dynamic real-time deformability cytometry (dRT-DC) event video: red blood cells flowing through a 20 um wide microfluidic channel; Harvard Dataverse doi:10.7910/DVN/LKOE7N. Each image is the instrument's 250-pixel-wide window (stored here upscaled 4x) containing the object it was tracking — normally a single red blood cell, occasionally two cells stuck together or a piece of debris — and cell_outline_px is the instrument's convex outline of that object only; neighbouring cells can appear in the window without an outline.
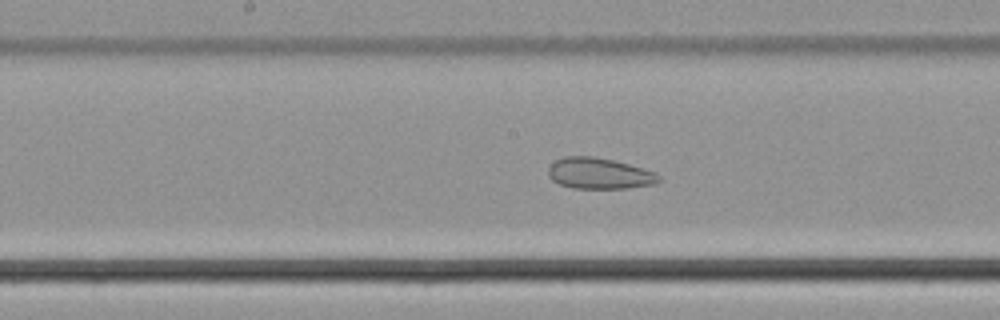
{"species": "common noctule bat (a hibernating species)", "species_latin": "Nyctalus noctula", "temperature_condition": "cold", "stored_images_in_passage": 56, "camera_frame_rate_fps": 3000, "um_per_image_px": 0.085, "animal": {"sex": "male", "body_mass_g": 21.5, "forearm_length_mm": 52.0}, "frame": {"image": 1, "passage_image": 30, "time_ms": 9.667, "image_size_px": [1000, 320], "cell_outline_px": [[660, 180], [652, 184], [628, 188], [572, 188], [560, 184], [552, 180], [548, 176], [548, 168], [556, 160], [564, 156], [592, 156], [612, 160], [628, 164], [656, 172], [660, 176]], "centroid_in_image_um": [50.92, 14.74], "position_along_channel_um": 197.3, "area_um2": 19.88}}
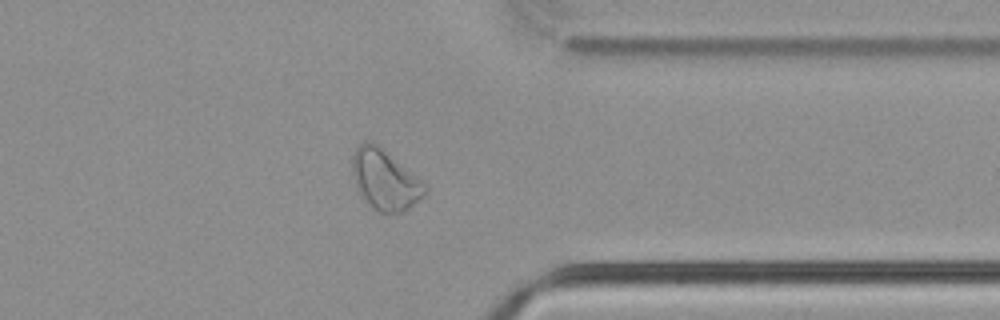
{"frame": {"image": 2, "passage_image": 45, "time_ms": 14.667, "image_size_px": [1000, 320], "cell_outline_px": [[428, 192], [424, 196], [404, 212], [380, 212], [372, 208], [360, 196], [356, 188], [352, 176], [352, 156], [356, 148], [364, 140], [368, 140], [376, 144], [420, 180], [428, 188]], "centroid_in_image_um": [32.68, 15.31], "position_along_channel_um": 378.7, "area_um2": 25.2}}
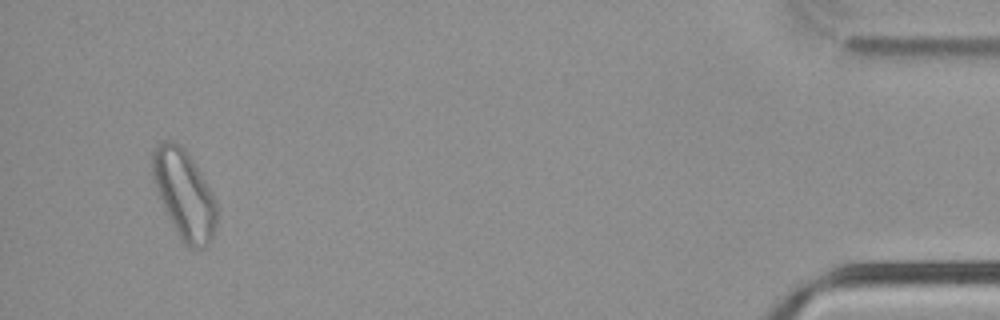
{"frame": {"image": 3, "passage_image": 54, "time_ms": 17.667, "image_size_px": [1000, 320], "cell_outline_px": [[216, 224], [212, 236], [208, 244], [200, 248], [188, 248], [184, 244], [172, 224], [164, 208], [156, 188], [152, 176], [152, 148], [164, 140], [168, 140], [180, 144], [188, 152], [200, 172], [216, 200]], "centroid_in_image_um": [15.64, 16.49], "position_along_channel_um": 419.6, "area_um2": 32.95}, "authors_computed_cell_mechanics": {"area_um2": 28.322, "velocity_mm_per_s": 3.7444, "shape_relaxation_time_tau1_ms": 0.7638, "shape_relaxation_time_tau2_ms": 3.2431, "deformation_change_tau1": null, "deformation_change_tau2": 0.1112}}